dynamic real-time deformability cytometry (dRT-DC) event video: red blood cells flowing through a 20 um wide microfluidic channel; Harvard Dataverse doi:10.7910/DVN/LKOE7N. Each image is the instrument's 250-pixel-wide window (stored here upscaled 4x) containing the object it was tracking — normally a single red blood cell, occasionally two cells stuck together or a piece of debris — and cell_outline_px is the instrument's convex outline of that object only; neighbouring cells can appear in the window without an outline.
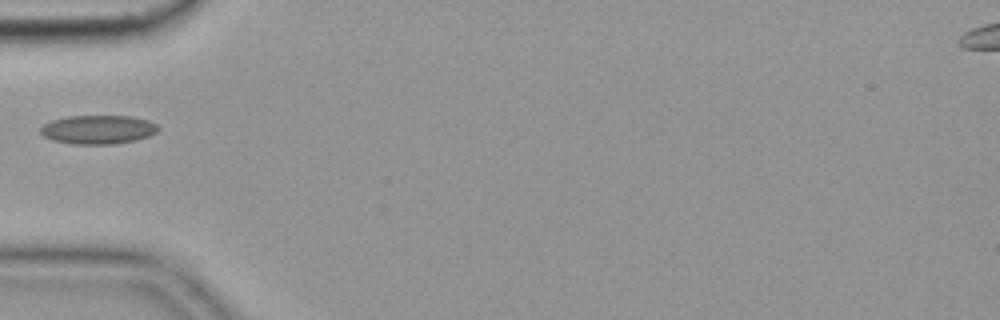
{"species": "common noctule bat (a hibernating species)", "species_latin": "Nyctalus noctula", "temperature_condition": "cold", "stored_images_in_passage": 6, "camera_frame_rate_fps": 3000, "um_per_image_px": 0.085, "animal": {"sex": "female", "body_mass_g": 19.9}, "frame": {"image": 1, "passage_image": 1, "time_ms": 0.0, "image_size_px": [1000, 320], "cell_outline_px": [[160, 128], [156, 132], [148, 136], [136, 140], [112, 144], [72, 144], [52, 140], [44, 136], [40, 132], [40, 128], [44, 124], [52, 120], [68, 116], [132, 116], [148, 120], [156, 124]], "centroid_in_image_um": [8.33, 11.01], "position_along_channel_um": 76.7, "area_um2": 19.77}}